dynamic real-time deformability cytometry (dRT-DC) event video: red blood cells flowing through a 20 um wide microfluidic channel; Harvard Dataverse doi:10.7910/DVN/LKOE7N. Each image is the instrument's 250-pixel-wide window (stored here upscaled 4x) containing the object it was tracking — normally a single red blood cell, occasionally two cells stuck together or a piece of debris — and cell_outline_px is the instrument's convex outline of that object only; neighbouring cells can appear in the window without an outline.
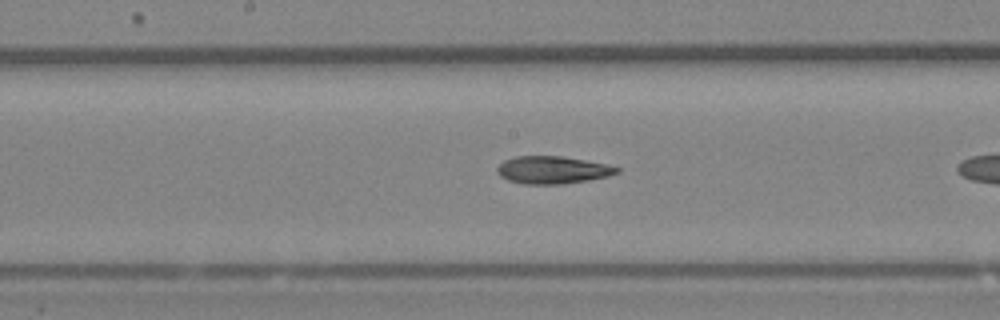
{"species": "Egyptian fruit bat (a non-hibernating species)", "species_latin": "Rousettus aegyptiacus", "temperature_condition": "room temperature", "stored_images_in_passage": 15, "camera_frame_rate_fps": 3000, "um_per_image_px": 0.085, "animal": {"sex": "female"}, "frame": {"image": 1, "passage_image": 11, "time_ms": 3.333, "image_size_px": [1000, 320], "cell_outline_px": [[620, 172], [608, 176], [588, 180], [564, 184], [524, 184], [508, 180], [500, 176], [496, 172], [496, 168], [504, 160], [516, 156], [560, 156], [584, 160], [604, 164], [620, 168]], "centroid_in_image_um": [46.94, 14.45], "position_along_channel_um": 201.3, "area_um2": 19.13}}